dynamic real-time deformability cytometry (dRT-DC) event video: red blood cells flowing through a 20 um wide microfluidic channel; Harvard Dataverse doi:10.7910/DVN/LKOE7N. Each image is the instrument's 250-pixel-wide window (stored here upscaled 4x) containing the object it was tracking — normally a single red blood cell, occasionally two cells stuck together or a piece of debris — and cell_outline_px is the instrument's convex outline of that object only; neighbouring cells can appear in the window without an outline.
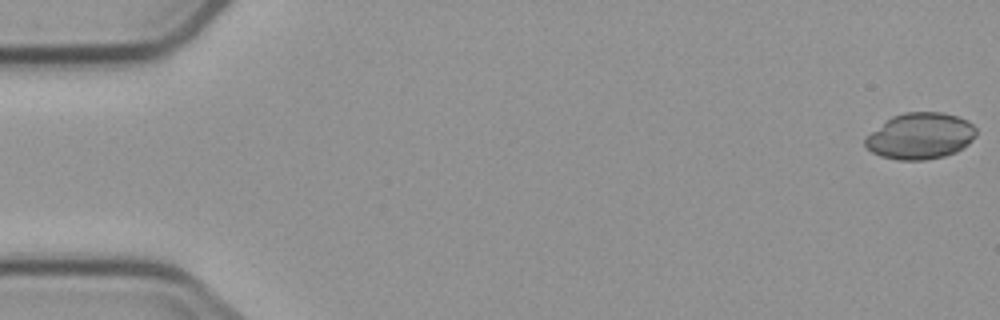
{"species": "common noctule bat (a hibernating species)", "species_latin": "Nyctalus noctula", "temperature_condition": "cold", "stored_images_in_passage": 3, "camera_frame_rate_fps": 3000, "um_per_image_px": 0.085, "animal": {"sex": "male", "body_mass_g": 23.1, "forearm_length_mm": 52.7}, "frame": {"image": 1, "passage_image": 1, "time_ms": 0.0, "image_size_px": [1000, 320], "cell_outline_px": [[976, 136], [968, 144], [956, 152], [944, 156], [924, 160], [896, 160], [880, 156], [872, 152], [864, 144], [864, 140], [872, 132], [892, 116], [904, 112], [944, 112], [968, 120], [976, 128]], "centroid_in_image_um": [78.25, 11.56], "position_along_channel_um": 6.8, "area_um2": 29.88}}